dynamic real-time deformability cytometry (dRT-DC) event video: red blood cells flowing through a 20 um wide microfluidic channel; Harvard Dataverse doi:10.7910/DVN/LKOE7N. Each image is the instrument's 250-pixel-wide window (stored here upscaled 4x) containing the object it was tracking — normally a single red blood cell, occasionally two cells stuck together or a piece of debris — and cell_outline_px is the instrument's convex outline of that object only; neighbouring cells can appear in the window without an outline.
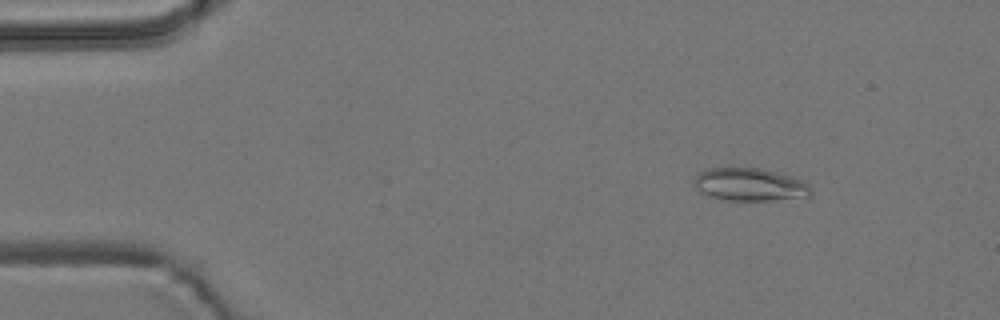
{"species": "common noctule bat (a hibernating species)", "species_latin": "Nyctalus noctula", "temperature_condition": "room temperature", "stored_images_in_passage": 5, "camera_frame_rate_fps": 3000, "um_per_image_px": 0.085, "animal": {"sex": "male", "body_mass_g": 19.2, "forearm_length_mm": 51.8}, "frame": {"image": 1, "passage_image": 1, "time_ms": 0.0, "image_size_px": [1000, 320], "cell_outline_px": [[812, 192], [808, 196], [768, 200], [724, 200], [700, 192], [696, 188], [696, 176], [700, 172], [708, 168], [760, 168], [792, 176], [808, 184], [812, 188]], "centroid_in_image_um": [63.75, 15.68], "position_along_channel_um": 21.3, "area_um2": 21.96}}